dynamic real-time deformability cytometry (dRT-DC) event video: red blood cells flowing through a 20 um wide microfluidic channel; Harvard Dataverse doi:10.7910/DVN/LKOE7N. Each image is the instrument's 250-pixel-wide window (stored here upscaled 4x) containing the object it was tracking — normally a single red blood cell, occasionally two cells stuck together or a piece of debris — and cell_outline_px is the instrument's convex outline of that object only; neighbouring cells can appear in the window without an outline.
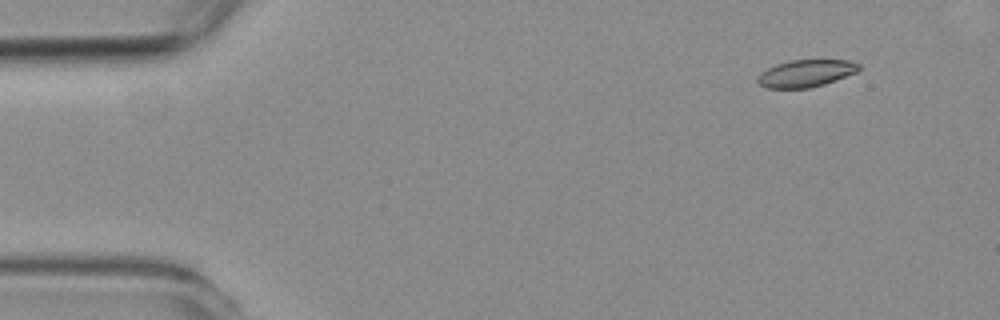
{"species": "common noctule bat (a hibernating species)", "species_latin": "Nyctalus noctula", "temperature_condition": "room temperature", "stored_images_in_passage": 51, "camera_frame_rate_fps": 3000, "um_per_image_px": 0.085, "animal": {"sex": "female", "body_mass_g": 19.3, "forearm_length_mm": 54.1}, "frame": {"image": 1, "passage_image": 2, "time_ms": 0.333, "image_size_px": [1000, 320], "cell_outline_px": [[860, 68], [856, 72], [824, 84], [808, 88], [764, 88], [756, 80], [756, 76], [760, 72], [776, 64], [792, 60], [848, 60], [860, 64]], "centroid_in_image_um": [68.46, 6.23], "position_along_channel_um": 16.5, "area_um2": 16.01}}
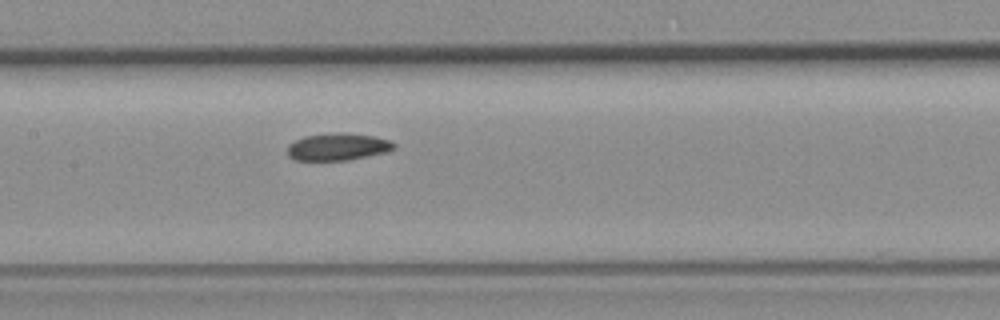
{"frame": {"image": 2, "passage_image": 23, "time_ms": 7.333, "image_size_px": [1000, 320], "cell_outline_px": [[396, 148], [388, 152], [348, 160], [296, 160], [288, 156], [288, 144], [304, 136], [340, 132], [344, 132], [372, 136], [388, 140], [396, 144]], "centroid_in_image_um": [28.73, 12.48], "position_along_channel_um": 178.7, "area_um2": 16.88}}
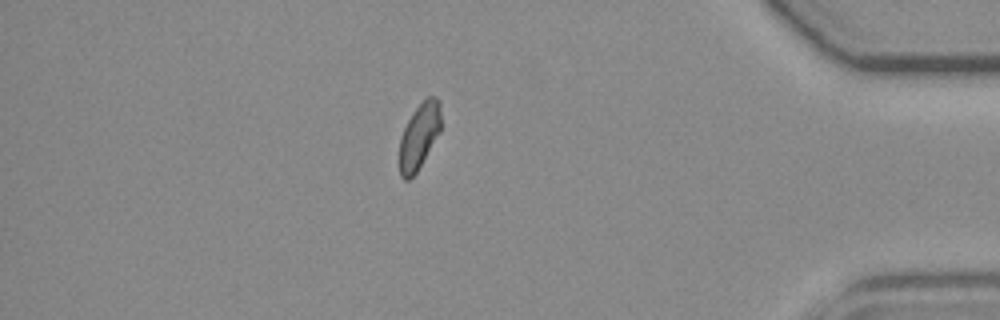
{"frame": {"image": 3, "passage_image": 44, "time_ms": 14.333, "image_size_px": [1000, 320], "cell_outline_px": [[440, 132], [416, 172], [408, 180], [404, 180], [400, 176], [400, 136], [412, 112], [428, 96], [436, 96], [440, 100]], "centroid_in_image_um": [35.63, 11.55], "position_along_channel_um": 399.6, "area_um2": 15.72}, "authors_computed_cell_mechanics": {"area_um2": 16.762, "velocity_mm_per_s": 3.758, "shape_relaxation_time_tau1_ms": null, "shape_relaxation_time_tau2_ms": 6.8737, "deformation_change_tau1": null, "deformation_change_tau2": 0.1079}}